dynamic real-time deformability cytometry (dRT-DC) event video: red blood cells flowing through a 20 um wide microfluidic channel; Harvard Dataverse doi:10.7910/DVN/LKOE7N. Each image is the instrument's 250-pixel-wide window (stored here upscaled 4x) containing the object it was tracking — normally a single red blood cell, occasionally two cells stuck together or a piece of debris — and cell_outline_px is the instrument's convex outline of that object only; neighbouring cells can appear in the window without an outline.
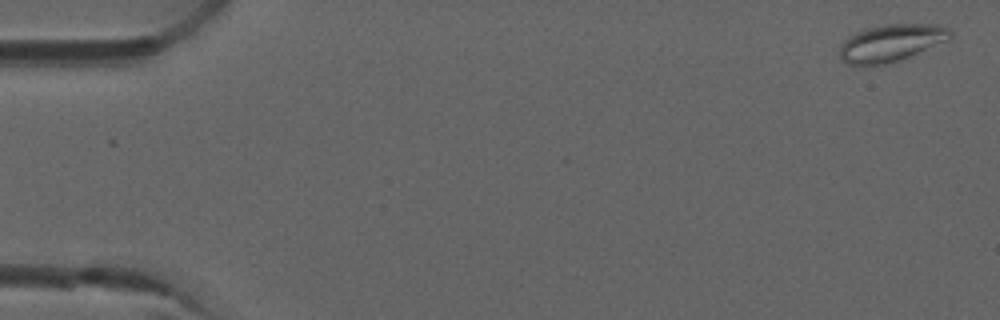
{"species": "common noctule bat (a hibernating species)", "species_latin": "Nyctalus noctula", "temperature_condition": "room temperature", "stored_images_in_passage": 5, "camera_frame_rate_fps": 3000, "um_per_image_px": 0.085, "animal": {"sex": "male", "forearm_length_mm": 52.5}, "frame": {"image": 1, "passage_image": 1, "time_ms": 0.0, "image_size_px": [1000, 320], "cell_outline_px": [[952, 40], [908, 56], [884, 64], [848, 64], [840, 56], [840, 44], [848, 36], [864, 28], [888, 24], [940, 24], [948, 28], [952, 32]], "centroid_in_image_um": [75.8, 3.61], "position_along_channel_um": 9.2, "area_um2": 23.87}}